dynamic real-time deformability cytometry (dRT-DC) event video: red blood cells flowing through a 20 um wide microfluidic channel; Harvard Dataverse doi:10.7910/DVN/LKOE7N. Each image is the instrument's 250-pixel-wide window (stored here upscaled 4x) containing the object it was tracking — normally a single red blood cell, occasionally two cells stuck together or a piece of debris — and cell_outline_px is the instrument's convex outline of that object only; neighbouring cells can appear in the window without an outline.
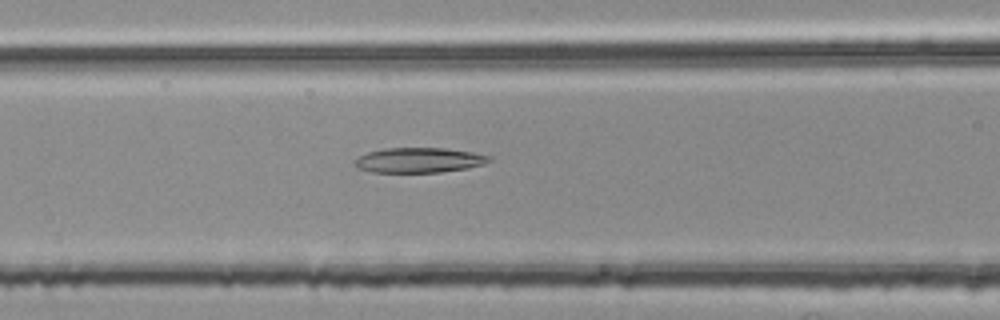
{"species": "common noctule bat (a hibernating species)", "species_latin": "Nyctalus noctula", "temperature_condition": "room temperature", "stored_images_in_passage": 40, "camera_frame_rate_fps": 3000, "um_per_image_px": 0.085, "animal": {"sex": "female", "body_mass_g": 25.1}, "frame": {"image": 1, "passage_image": 8, "time_ms": 2.333, "image_size_px": [1000, 320], "cell_outline_px": [[492, 160], [484, 164], [468, 168], [440, 172], [372, 172], [356, 168], [352, 164], [360, 156], [368, 152], [384, 148], [448, 148], [472, 152], [492, 156]], "centroid_in_image_um": [35.63, 13.61], "position_along_channel_um": 131.0, "area_um2": 19.71}}
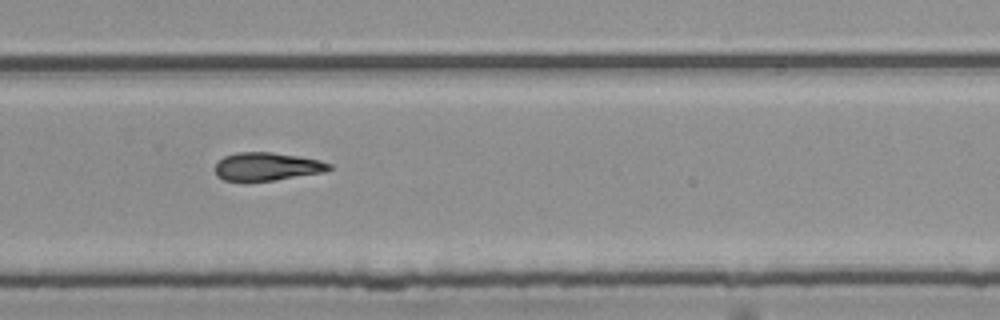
{"frame": {"image": 2, "passage_image": 22, "time_ms": 7.0, "image_size_px": [1000, 320], "cell_outline_px": [[332, 168], [324, 172], [276, 180], [248, 184], [224, 180], [216, 176], [216, 164], [224, 156], [236, 152], [272, 152], [320, 160], [332, 164]], "centroid_in_image_um": [22.65, 14.2], "position_along_channel_um": 307.1, "area_um2": 19.25}}
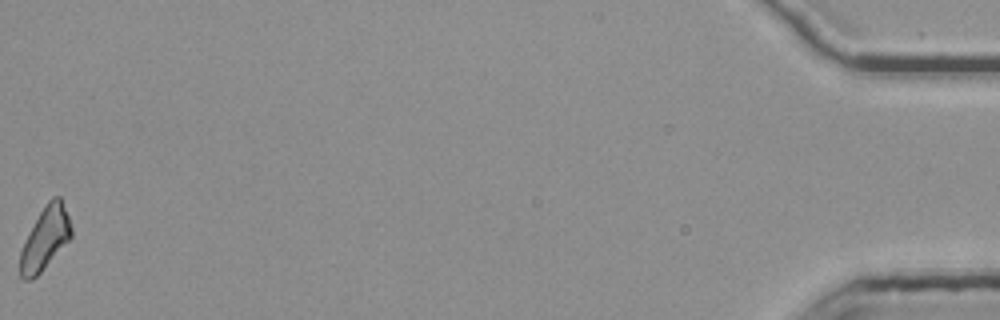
{"frame": {"image": 3, "passage_image": 40, "time_ms": 13.0, "image_size_px": [1000, 320], "cell_outline_px": [[72, 236], [40, 272], [32, 280], [24, 280], [20, 276], [20, 252], [24, 240], [40, 212], [48, 200], [52, 196], [60, 196], [68, 216], [72, 228]], "centroid_in_image_um": [3.82, 20.26], "position_along_channel_um": 431.4, "area_um2": 18.38}, "authors_computed_cell_mechanics": {"area_um2": 19.1607, "velocity_mm_per_s": 3.7804, "shape_relaxation_time_tau1_ms": null, "shape_relaxation_time_tau2_ms": 9.4991, "deformation_change_tau1": null, "deformation_change_tau2": 0.2169}}